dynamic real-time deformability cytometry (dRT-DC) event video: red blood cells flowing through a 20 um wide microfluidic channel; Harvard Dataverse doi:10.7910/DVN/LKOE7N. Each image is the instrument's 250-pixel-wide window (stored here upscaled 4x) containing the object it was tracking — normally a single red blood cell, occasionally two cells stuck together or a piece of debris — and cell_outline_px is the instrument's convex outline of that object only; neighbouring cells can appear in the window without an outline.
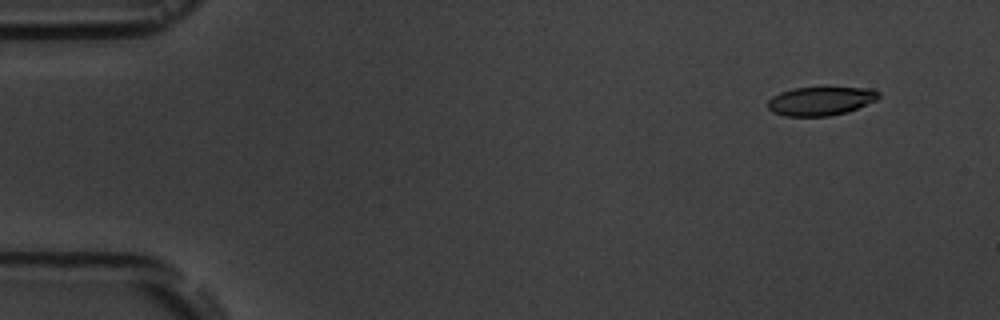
{"species": "common noctule bat (a hibernating species)", "species_latin": "Nyctalus noctula", "temperature_condition": "room temperature", "stored_images_in_passage": 5, "camera_frame_rate_fps": 3000, "um_per_image_px": 0.085, "animal": {"sex": "male", "body_mass_g": 19.5, "forearm_length_mm": 54.6}, "frame": {"image": 1, "passage_image": 2, "time_ms": 1.0, "image_size_px": [1000, 320], "cell_outline_px": [[880, 96], [876, 100], [848, 112], [828, 116], [784, 116], [772, 112], [768, 108], [768, 100], [772, 96], [780, 92], [792, 88], [872, 88], [880, 92]], "centroid_in_image_um": [69.74, 8.59], "position_along_channel_um": 15.3, "area_um2": 18.55}}
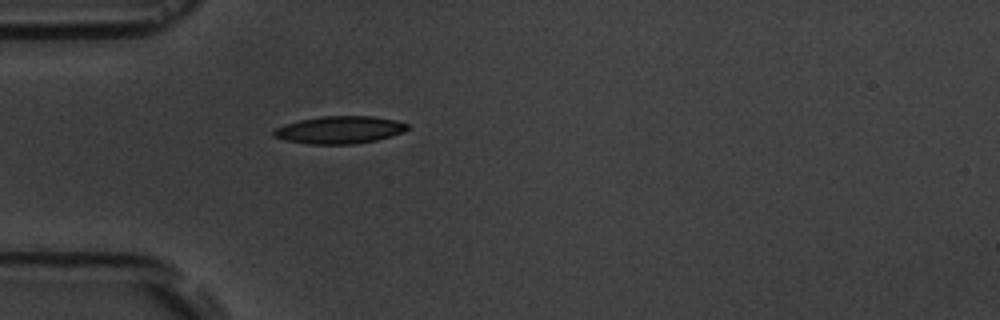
{"frame": {"image": 2, "passage_image": 5, "time_ms": 5.0, "image_size_px": [1000, 320], "cell_outline_px": [[408, 128], [404, 132], [392, 136], [376, 140], [356, 144], [308, 144], [288, 140], [272, 136], [272, 132], [276, 128], [300, 120], [320, 116], [372, 116], [396, 120], [408, 124]], "centroid_in_image_um": [28.9, 11.04], "position_along_channel_um": 56.1, "area_um2": 21.33}}